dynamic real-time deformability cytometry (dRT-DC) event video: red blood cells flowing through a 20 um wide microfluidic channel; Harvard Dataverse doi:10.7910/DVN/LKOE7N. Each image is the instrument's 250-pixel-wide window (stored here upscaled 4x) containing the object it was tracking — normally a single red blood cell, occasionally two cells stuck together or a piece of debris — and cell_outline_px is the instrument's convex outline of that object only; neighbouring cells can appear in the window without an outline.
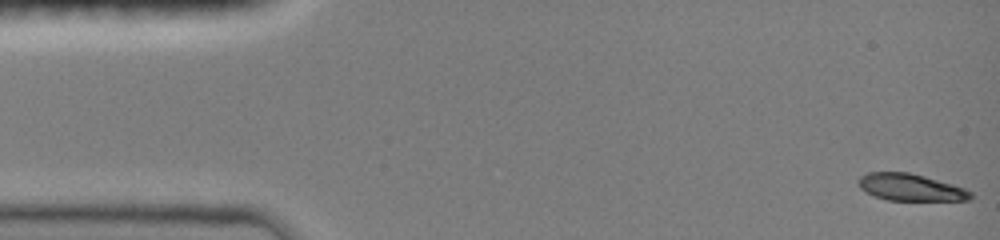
{"species": "common noctule bat (a hibernating species)", "species_latin": "Nyctalus noctula", "temperature_condition": "room temperature", "stored_images_in_passage": 47, "camera_frame_rate_fps": 3000, "um_per_image_px": 0.085, "animal": {"sex": "female", "body_mass_g": 19.0, "forearm_length_mm": 51.5}, "frame": {"image": 1, "passage_image": 1, "time_ms": 0.0, "image_size_px": [1000, 240], "cell_outline_px": [[972, 196], [968, 200], [888, 200], [876, 196], [860, 188], [856, 180], [860, 176], [868, 172], [908, 172], [924, 176], [952, 184], [964, 188], [972, 192]], "centroid_in_image_um": [77.37, 15.91], "position_along_channel_um": 7.6, "area_um2": 17.46}}
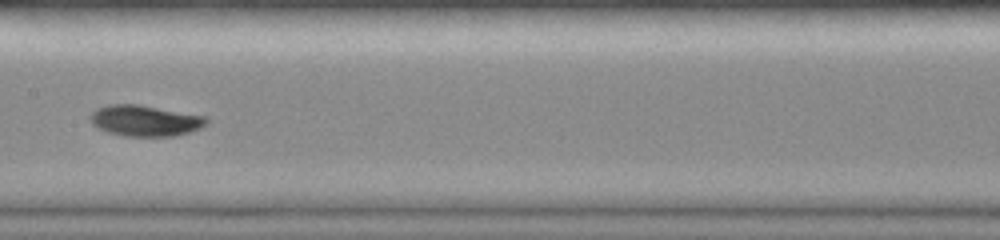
{"frame": {"image": 2, "passage_image": 24, "time_ms": 7.667, "image_size_px": [1000, 240], "cell_outline_px": [[208, 124], [200, 128], [188, 132], [172, 136], [124, 136], [108, 132], [92, 124], [88, 116], [96, 108], [108, 104], [140, 104], [204, 116], [208, 120]], "centroid_in_image_um": [12.3, 10.24], "position_along_channel_um": 195.1, "area_um2": 20.98}}
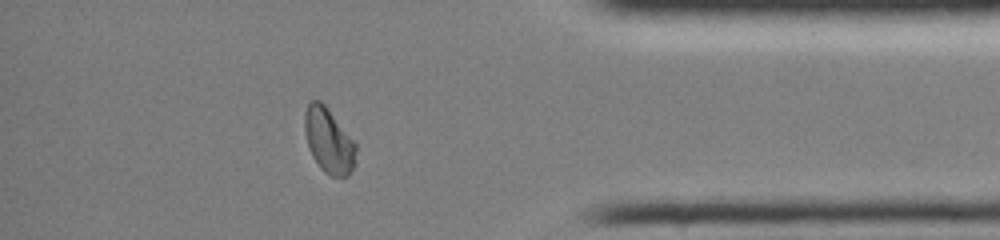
{"frame": {"image": 3, "passage_image": 41, "time_ms": 13.333, "image_size_px": [1000, 240], "cell_outline_px": [[356, 164], [348, 176], [332, 176], [324, 172], [320, 168], [312, 156], [304, 132], [304, 112], [308, 104], [312, 100], [320, 100], [328, 108], [356, 144]], "centroid_in_image_um": [27.94, 11.96], "position_along_channel_um": 407.3, "area_um2": 19.48}, "authors_computed_cell_mechanics": {"area_um2": 19.652, "velocity_mm_per_s": 4.0285, "shape_relaxation_time_tau1_ms": 3.5013, "shape_relaxation_time_tau2_ms": null, "deformation_change_tau1": 0.1634, "deformation_change_tau2": null}}